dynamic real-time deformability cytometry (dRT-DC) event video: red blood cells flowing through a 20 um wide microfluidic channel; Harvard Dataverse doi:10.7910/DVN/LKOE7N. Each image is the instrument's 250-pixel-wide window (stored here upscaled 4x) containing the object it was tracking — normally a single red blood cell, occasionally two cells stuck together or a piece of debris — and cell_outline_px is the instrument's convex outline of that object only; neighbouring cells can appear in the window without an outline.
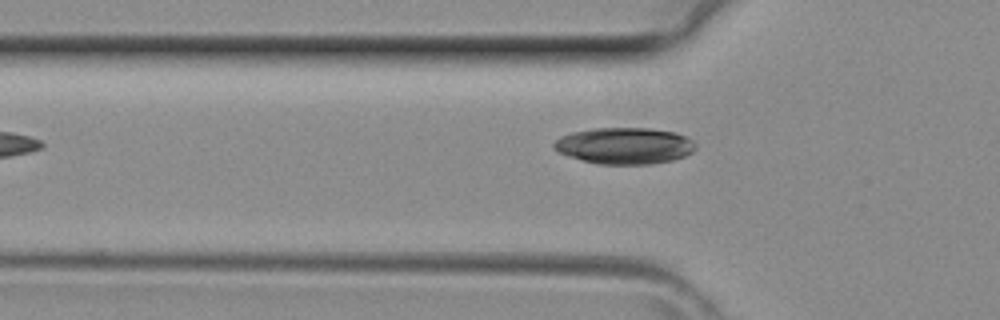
{"species": "common noctule bat (a hibernating species)", "species_latin": "Nyctalus noctula", "temperature_condition": "room temperature", "stored_images_in_passage": 5, "camera_frame_rate_fps": 3000, "um_per_image_px": 0.085, "animal": {"sex": "female", "body_mass_g": 29.2, "forearm_length_mm": 56.3}, "frame": {"image": 1, "passage_image": 5, "time_ms": 1.333, "image_size_px": [1000, 320], "cell_outline_px": [[696, 148], [692, 152], [684, 156], [672, 160], [648, 164], [600, 164], [568, 156], [552, 148], [552, 144], [560, 136], [572, 132], [592, 128], [652, 128], [676, 132], [692, 140], [696, 144]], "centroid_in_image_um": [53.08, 12.38], "position_along_channel_um": 72.7, "area_um2": 30.11}}